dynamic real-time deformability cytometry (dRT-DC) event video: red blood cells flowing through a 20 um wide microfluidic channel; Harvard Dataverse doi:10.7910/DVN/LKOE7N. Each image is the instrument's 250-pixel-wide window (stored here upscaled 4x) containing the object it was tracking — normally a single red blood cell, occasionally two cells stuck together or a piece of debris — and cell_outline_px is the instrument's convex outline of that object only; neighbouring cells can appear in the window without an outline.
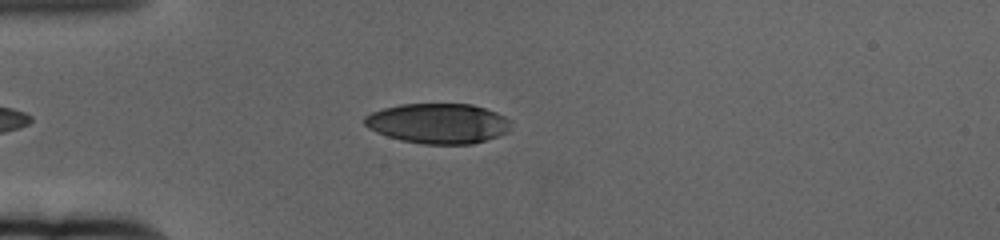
{"species": "human", "species_latin": "Homo sapiens", "temperature_condition": "cold", "stored_images_in_passage": 47, "camera_frame_rate_fps": 3000, "um_per_image_px": 0.085, "donor": {"sex": "female"}, "frame": {"image": 1, "passage_image": 8, "time_ms": 2.333, "image_size_px": [1000, 240], "cell_outline_px": [[512, 120], [508, 132], [472, 144], [424, 144], [400, 140], [376, 132], [368, 128], [364, 124], [364, 116], [372, 112], [384, 108], [400, 104], [472, 104], [496, 112]], "centroid_in_image_um": [37.23, 10.49], "position_along_channel_um": 47.8, "area_um2": 34.22}}
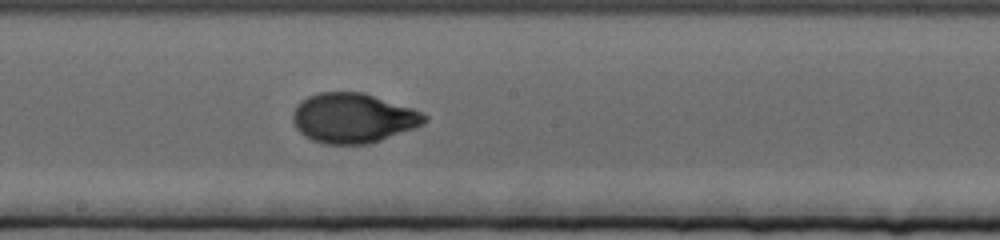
{"frame": {"image": 2, "passage_image": 25, "time_ms": 8.0, "image_size_px": [1000, 240], "cell_outline_px": [[428, 120], [412, 128], [380, 140], [368, 144], [324, 144], [312, 140], [304, 136], [296, 128], [292, 120], [292, 112], [296, 104], [300, 100], [308, 96], [320, 92], [364, 92], [412, 108], [428, 116]], "centroid_in_image_um": [29.95, 10.02], "position_along_channel_um": 218.2, "area_um2": 38.15}}
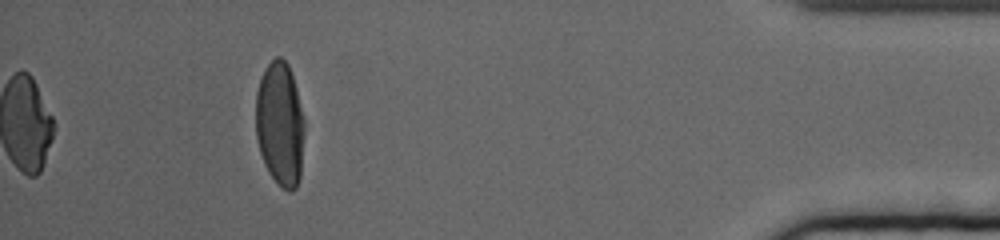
{"frame": {"image": 3, "passage_image": 47, "time_ms": 15.333, "image_size_px": [1000, 240], "cell_outline_px": [[304, 132], [300, 176], [296, 188], [292, 192], [288, 192], [268, 172], [264, 164], [260, 152], [256, 136], [256, 92], [264, 68], [276, 56], [280, 56], [288, 64], [296, 88], [304, 120]], "centroid_in_image_um": [23.79, 10.54], "position_along_channel_um": 411.4, "area_um2": 35.14}, "authors_computed_cell_mechanics": {"area_um2": 36.8764, "velocity_mm_per_s": 3.3465, "shape_relaxation_time_tau1_ms": 4.3935, "shape_relaxation_time_tau2_ms": 0.8896, "deformation_change_tau1": 0.1933, "deformation_change_tau2": 0.0426}}